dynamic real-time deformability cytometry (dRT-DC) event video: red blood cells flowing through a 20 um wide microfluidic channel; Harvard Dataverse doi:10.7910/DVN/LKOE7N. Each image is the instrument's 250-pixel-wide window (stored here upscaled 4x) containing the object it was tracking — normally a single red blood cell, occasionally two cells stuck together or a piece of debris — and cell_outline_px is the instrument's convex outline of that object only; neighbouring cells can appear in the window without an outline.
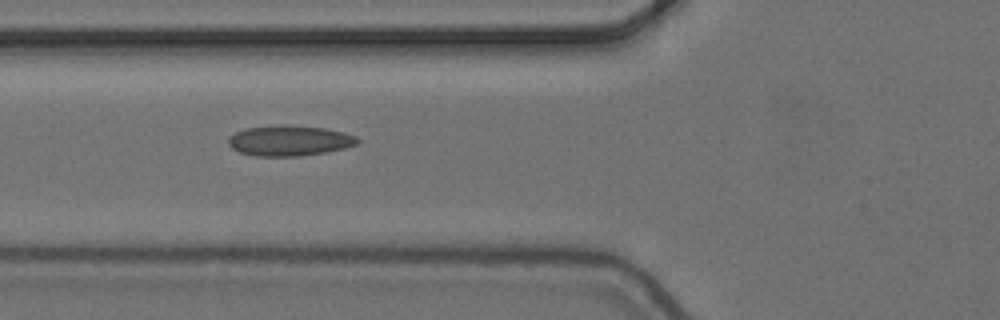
{"species": "common noctule bat (a hibernating species)", "species_latin": "Nyctalus noctula", "temperature_condition": "cold", "stored_images_in_passage": 9, "camera_frame_rate_fps": 3000, "um_per_image_px": 0.085, "animal": {"sex": "female", "body_mass_g": 24.6, "forearm_length_mm": 56.2}, "frame": {"image": 1, "passage_image": 6, "time_ms": 1.667, "image_size_px": [1000, 320], "cell_outline_px": [[360, 140], [356, 144], [344, 148], [328, 152], [296, 156], [256, 156], [240, 152], [232, 148], [228, 144], [228, 136], [244, 128], [280, 124], [284, 124], [324, 128], [344, 132], [356, 136]], "centroid_in_image_um": [24.58, 11.94], "position_along_channel_um": 101.2, "area_um2": 23.06}}
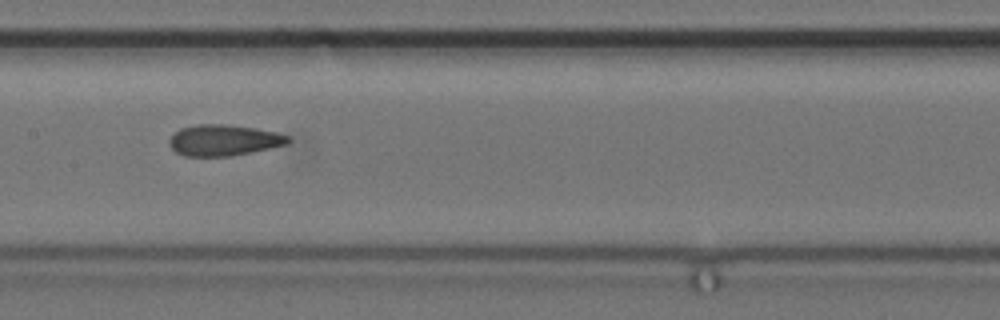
{"frame": {"image": 2, "passage_image": 8, "time_ms": 2.333, "image_size_px": [1000, 320], "cell_outline_px": [[292, 140], [288, 144], [232, 156], [184, 156], [176, 152], [168, 144], [168, 140], [180, 128], [196, 124], [224, 124], [256, 128], [276, 132], [288, 136]], "centroid_in_image_um": [19.01, 11.91], "position_along_channel_um": 188.4, "area_um2": 21.56}}
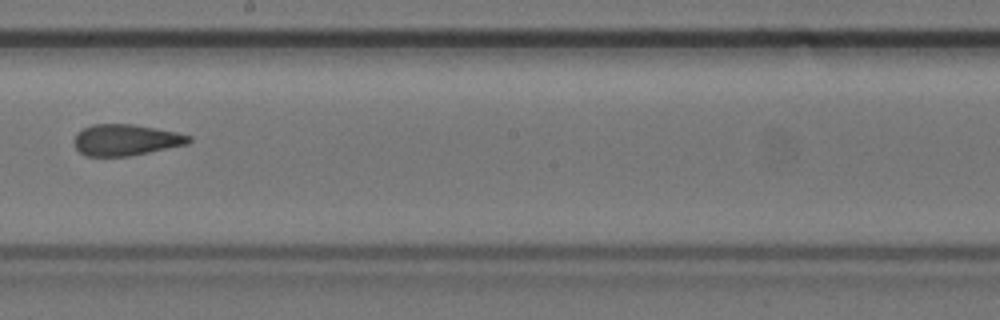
{"frame": {"image": 3, "passage_image": 9, "time_ms": 2.667, "image_size_px": [1000, 320], "cell_outline_px": [[192, 140], [188, 144], [128, 156], [88, 156], [80, 152], [76, 148], [72, 140], [76, 132], [92, 124], [132, 124], [156, 128], [176, 132], [192, 136]], "centroid_in_image_um": [10.67, 11.88], "position_along_channel_um": 237.5, "area_um2": 20.92}}